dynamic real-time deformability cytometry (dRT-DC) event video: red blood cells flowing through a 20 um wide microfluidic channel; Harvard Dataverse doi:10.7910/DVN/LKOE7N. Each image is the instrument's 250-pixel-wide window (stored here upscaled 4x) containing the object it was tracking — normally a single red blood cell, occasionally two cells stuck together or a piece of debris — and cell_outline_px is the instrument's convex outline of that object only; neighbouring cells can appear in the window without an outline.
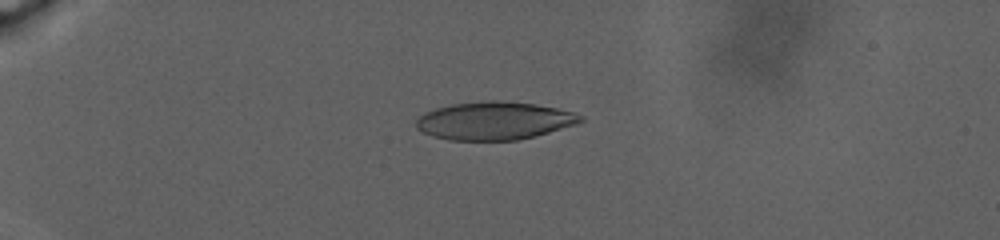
{"species": "human", "species_latin": "Homo sapiens", "temperature_condition": "warm", "stored_images_in_passage": 46, "camera_frame_rate_fps": 3000, "um_per_image_px": 0.085, "donor": {"sex": "male"}, "frame": {"image": 1, "passage_image": 13, "time_ms": 9.667, "image_size_px": [1000, 240], "cell_outline_px": [[584, 120], [576, 124], [536, 136], [516, 140], [452, 140], [432, 136], [416, 128], [416, 120], [424, 112], [436, 108], [452, 104], [488, 100], [496, 100], [536, 104], [576, 112], [584, 116]], "centroid_in_image_um": [42.04, 10.26], "position_along_channel_um": 43.0, "area_um2": 36.41}}
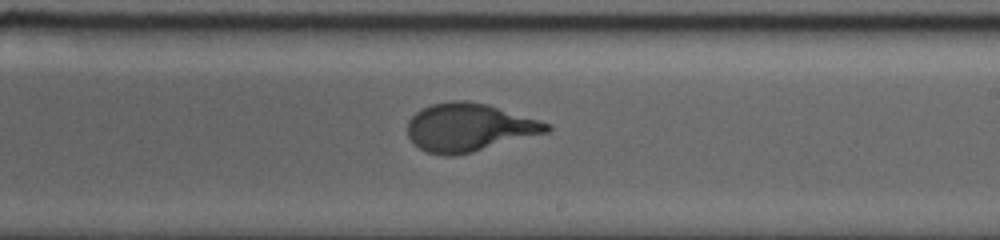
{"frame": {"image": 2, "passage_image": 30, "time_ms": 21.667, "image_size_px": [1000, 240], "cell_outline_px": [[552, 128], [548, 132], [472, 152], [452, 156], [444, 156], [428, 152], [420, 148], [408, 136], [408, 120], [416, 112], [432, 104], [452, 100], [464, 100], [488, 104], [540, 120], [552, 124]], "centroid_in_image_um": [39.89, 10.82], "position_along_channel_um": 249.1, "area_um2": 38.84}}
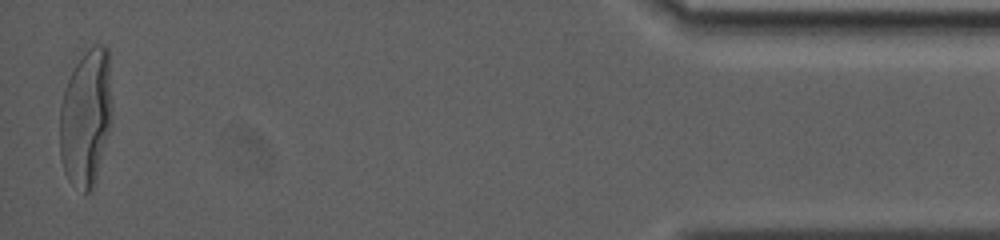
{"frame": {"image": 3, "passage_image": 46, "time_ms": 32.667, "image_size_px": [1000, 240], "cell_outline_px": [[112, 124], [96, 180], [92, 192], [84, 196], [72, 184], [64, 172], [60, 156], [60, 104], [68, 80], [76, 64], [84, 52], [92, 44], [104, 44], [108, 48], [112, 108]], "centroid_in_image_um": [7.33, 10.05], "position_along_channel_um": 427.9, "area_um2": 42.66}, "authors_computed_cell_mechanics": {"area_um2": 38.5526, "velocity_mm_per_s": 2.2362, "shape_relaxation_time_tau1_ms": 8.1526, "shape_relaxation_time_tau2_ms": null, "deformation_change_tau1": 0.2591, "deformation_change_tau2": null}}